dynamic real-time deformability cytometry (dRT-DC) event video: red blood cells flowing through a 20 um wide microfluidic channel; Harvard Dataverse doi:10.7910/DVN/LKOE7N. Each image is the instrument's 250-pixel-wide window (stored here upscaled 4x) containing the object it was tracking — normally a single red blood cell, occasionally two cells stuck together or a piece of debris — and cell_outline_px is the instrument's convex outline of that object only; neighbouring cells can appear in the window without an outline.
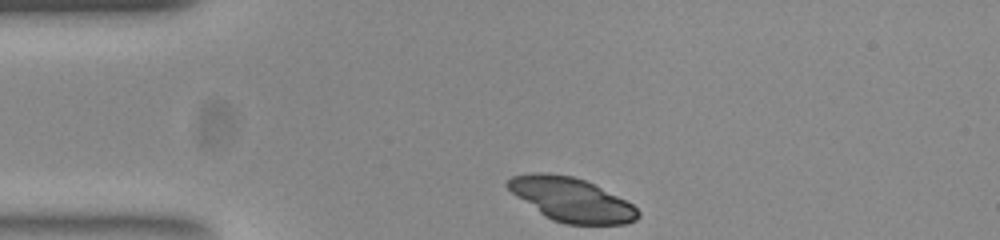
{"species": "common noctule bat (a hibernating species)", "species_latin": "Nyctalus noctula", "temperature_condition": "room temperature", "stored_images_in_passage": 33, "camera_frame_rate_fps": 3000, "um_per_image_px": 0.085, "animal": {"sex": "female", "body_mass_g": 23.0, "forearm_length_mm": 53.4}, "frame": {"image": 1, "passage_image": 1, "time_ms": 0.0, "image_size_px": [1000, 240], "cell_outline_px": [[640, 216], [636, 220], [624, 224], [564, 224], [552, 220], [544, 216], [516, 196], [504, 184], [512, 176], [532, 172], [544, 172], [572, 176], [584, 180], [632, 204], [640, 212]], "centroid_in_image_um": [48.53, 16.97], "position_along_channel_um": 36.5, "area_um2": 32.95}}